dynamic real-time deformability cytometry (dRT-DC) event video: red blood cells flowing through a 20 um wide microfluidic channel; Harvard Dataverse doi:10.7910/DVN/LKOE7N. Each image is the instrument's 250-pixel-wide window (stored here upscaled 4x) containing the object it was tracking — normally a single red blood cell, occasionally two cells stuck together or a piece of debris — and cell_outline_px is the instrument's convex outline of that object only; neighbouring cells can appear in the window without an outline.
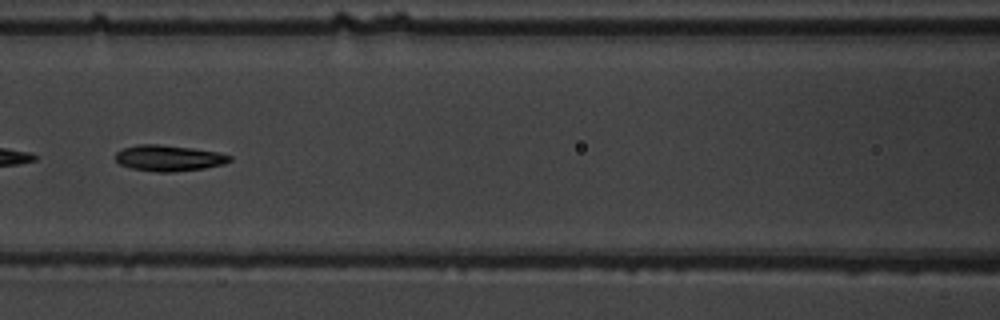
{"species": "common noctule bat (a hibernating species)", "species_latin": "Nyctalus noctula", "temperature_condition": "warm", "stored_images_in_passage": 55, "camera_frame_rate_fps": 3000, "um_per_image_px": 0.085, "animal": {"sex": "male", "body_mass_g": 19.5, "forearm_length_mm": 54.6}, "frame": {"image": 1, "passage_image": 26, "time_ms": 8.333, "image_size_px": [1000, 320], "cell_outline_px": [[232, 160], [224, 164], [204, 168], [172, 172], [156, 172], [132, 168], [120, 164], [116, 160], [116, 152], [124, 148], [140, 144], [156, 144], [192, 148], [216, 152], [232, 156]], "centroid_in_image_um": [14.36, 13.44], "position_along_channel_um": 152.2, "area_um2": 17.11}}
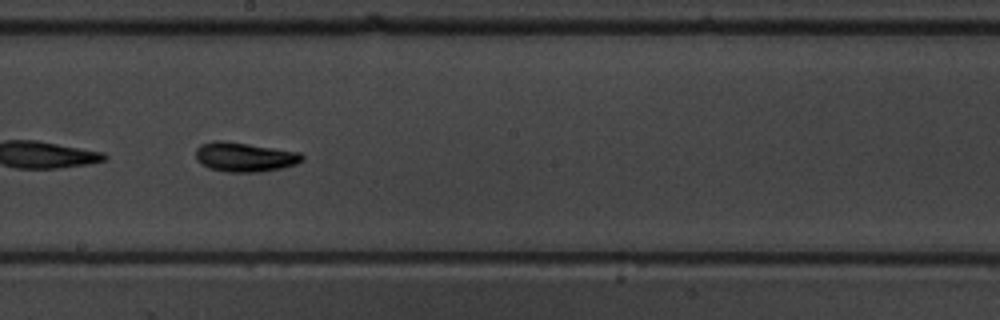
{"frame": {"image": 2, "passage_image": 32, "time_ms": 10.333, "image_size_px": [1000, 320], "cell_outline_px": [[304, 160], [296, 164], [280, 168], [260, 172], [228, 172], [208, 168], [200, 164], [196, 160], [196, 148], [200, 144], [216, 140], [220, 140], [248, 144], [300, 152], [304, 156]], "centroid_in_image_um": [20.77, 13.35], "position_along_channel_um": 227.4, "area_um2": 18.26}}
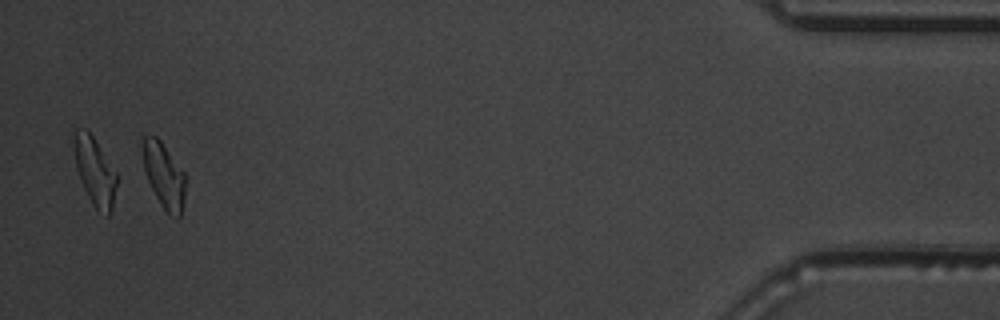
{"frame": {"image": 3, "passage_image": 53, "time_ms": 17.333, "image_size_px": [1000, 320], "cell_outline_px": [[184, 200], [180, 216], [176, 220], [160, 204], [148, 180], [144, 168], [140, 148], [144, 136], [156, 136], [160, 140], [184, 172]], "centroid_in_image_um": [13.91, 14.89], "position_along_channel_um": 421.3, "area_um2": 16.13}, "authors_computed_cell_mechanics": {"area_um2": 17.3978, "velocity_mm_per_s": 3.7681, "shape_relaxation_time_tau1_ms": 3.0803, "shape_relaxation_time_tau2_ms": 4.971, "deformation_change_tau1": 0.1243, "deformation_change_tau2": 0.1109}}